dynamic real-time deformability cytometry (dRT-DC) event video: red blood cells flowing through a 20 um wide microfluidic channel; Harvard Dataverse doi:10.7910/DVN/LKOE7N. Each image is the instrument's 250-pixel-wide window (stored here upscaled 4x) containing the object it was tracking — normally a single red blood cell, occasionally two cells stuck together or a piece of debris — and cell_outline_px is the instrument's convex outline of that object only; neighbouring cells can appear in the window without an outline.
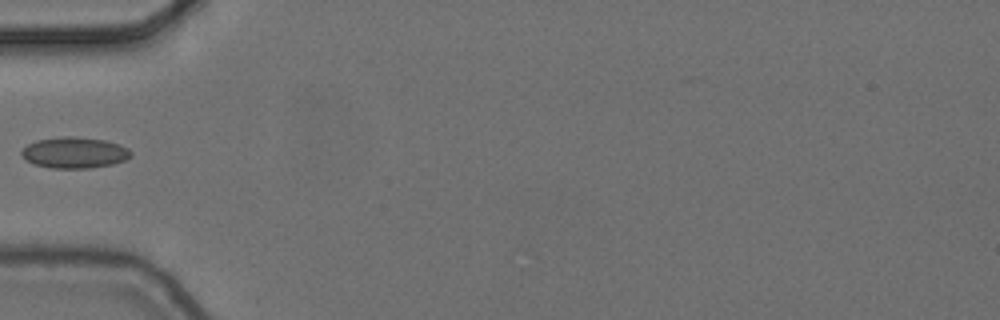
{"species": "common noctule bat (a hibernating species)", "species_latin": "Nyctalus noctula", "temperature_condition": "cold", "stored_images_in_passage": 5, "camera_frame_rate_fps": 3000, "um_per_image_px": 0.085, "animal": {"sex": "female", "body_mass_g": 24.6, "forearm_length_mm": 56.2}, "frame": {"image": 1, "passage_image": 5, "time_ms": 1.333, "image_size_px": [1000, 320], "cell_outline_px": [[132, 156], [124, 160], [112, 164], [92, 168], [52, 168], [36, 164], [28, 160], [20, 152], [28, 144], [36, 140], [64, 136], [72, 136], [104, 140], [120, 144], [128, 148], [132, 152]], "centroid_in_image_um": [6.37, 12.97], "position_along_channel_um": 78.6, "area_um2": 19.65}}